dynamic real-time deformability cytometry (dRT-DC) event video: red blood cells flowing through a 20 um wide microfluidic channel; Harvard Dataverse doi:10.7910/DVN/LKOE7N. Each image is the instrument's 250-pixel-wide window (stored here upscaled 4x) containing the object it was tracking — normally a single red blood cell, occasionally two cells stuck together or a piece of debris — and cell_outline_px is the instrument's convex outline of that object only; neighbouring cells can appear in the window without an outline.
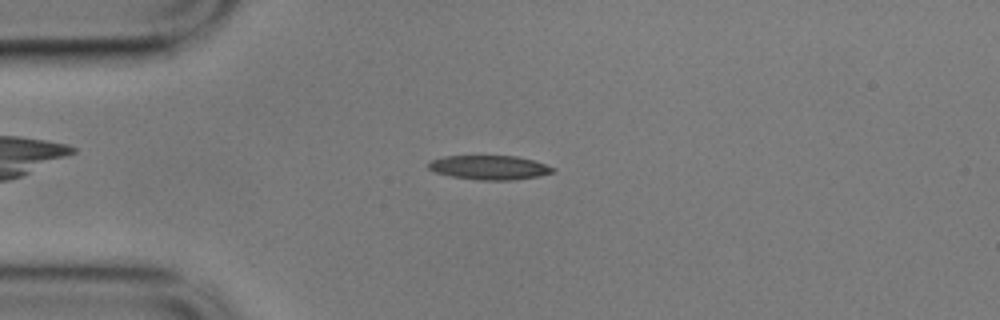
{"species": "common noctule bat (a hibernating species)", "species_latin": "Nyctalus noctula", "temperature_condition": "cold", "stored_images_in_passage": 47, "camera_frame_rate_fps": 3000, "um_per_image_px": 0.085, "animal": {"sex": "male", "body_mass_g": 17.9}, "frame": {"image": 1, "passage_image": 4, "time_ms": 1.0, "image_size_px": [1000, 320], "cell_outline_px": [[556, 172], [540, 176], [516, 180], [476, 180], [452, 176], [436, 172], [428, 168], [428, 160], [444, 156], [516, 156], [532, 160], [556, 168]], "centroid_in_image_um": [41.61, 14.24], "position_along_channel_um": 43.4, "area_um2": 17.69}}
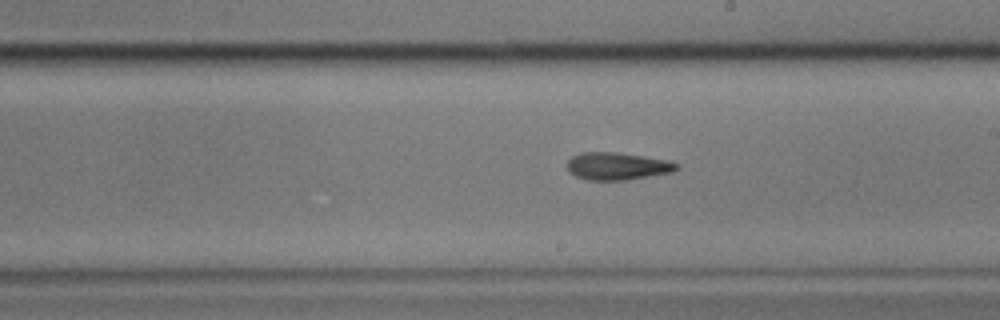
{"frame": {"image": 2, "passage_image": 22, "time_ms": 7.0, "image_size_px": [1000, 320], "cell_outline_px": [[680, 168], [672, 172], [624, 180], [588, 180], [576, 176], [568, 172], [568, 160], [572, 156], [580, 152], [616, 152], [644, 156], [668, 160], [680, 164]], "centroid_in_image_um": [52.48, 14.11], "position_along_channel_um": 236.5, "area_um2": 17.57}}
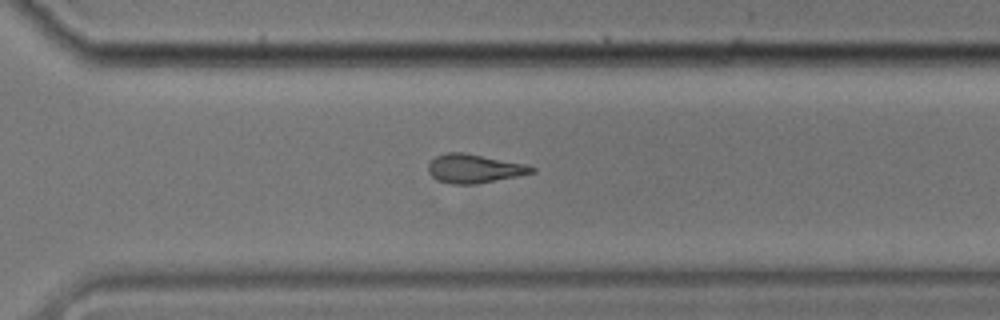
{"frame": {"image": 3, "passage_image": 30, "time_ms": 9.667, "image_size_px": [1000, 320], "cell_outline_px": [[536, 172], [476, 184], [452, 184], [436, 180], [428, 172], [428, 164], [436, 156], [448, 152], [464, 152], [528, 164], [536, 168]], "centroid_in_image_um": [40.32, 14.32], "position_along_channel_um": 330.3, "area_um2": 17.46}, "authors_computed_cell_mechanics": {"area_um2": 17.7446, "velocity_mm_per_s": 3.5261, "shape_relaxation_time_tau1_ms": null, "shape_relaxation_time_tau2_ms": 5.4416, "deformation_change_tau1": null, "deformation_change_tau2": 0.1566}}